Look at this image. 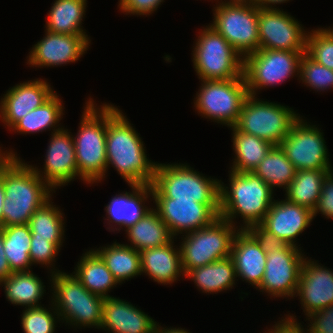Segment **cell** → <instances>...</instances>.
Returning <instances> with one entry per match:
<instances>
[{
    "label": "cell",
    "instance_id": "obj_43",
    "mask_svg": "<svg viewBox=\"0 0 333 333\" xmlns=\"http://www.w3.org/2000/svg\"><path fill=\"white\" fill-rule=\"evenodd\" d=\"M247 230L259 242L266 254L271 253L274 249L283 250L288 245L285 241L266 230L261 224H253Z\"/></svg>",
    "mask_w": 333,
    "mask_h": 333
},
{
    "label": "cell",
    "instance_id": "obj_24",
    "mask_svg": "<svg viewBox=\"0 0 333 333\" xmlns=\"http://www.w3.org/2000/svg\"><path fill=\"white\" fill-rule=\"evenodd\" d=\"M230 257L233 259L237 277L257 288L264 276L267 254L248 230L238 231Z\"/></svg>",
    "mask_w": 333,
    "mask_h": 333
},
{
    "label": "cell",
    "instance_id": "obj_30",
    "mask_svg": "<svg viewBox=\"0 0 333 333\" xmlns=\"http://www.w3.org/2000/svg\"><path fill=\"white\" fill-rule=\"evenodd\" d=\"M0 286H4L6 299L15 306L25 308L42 306L39 301L43 299L45 285L32 271L13 272L0 282Z\"/></svg>",
    "mask_w": 333,
    "mask_h": 333
},
{
    "label": "cell",
    "instance_id": "obj_41",
    "mask_svg": "<svg viewBox=\"0 0 333 333\" xmlns=\"http://www.w3.org/2000/svg\"><path fill=\"white\" fill-rule=\"evenodd\" d=\"M59 252L60 249L48 239L31 238L29 256L32 265L41 264L47 268L49 267L50 274L60 271L54 267L55 263H53L56 262L55 260Z\"/></svg>",
    "mask_w": 333,
    "mask_h": 333
},
{
    "label": "cell",
    "instance_id": "obj_47",
    "mask_svg": "<svg viewBox=\"0 0 333 333\" xmlns=\"http://www.w3.org/2000/svg\"><path fill=\"white\" fill-rule=\"evenodd\" d=\"M13 271L11 270L4 251V234L0 227V282L7 279Z\"/></svg>",
    "mask_w": 333,
    "mask_h": 333
},
{
    "label": "cell",
    "instance_id": "obj_48",
    "mask_svg": "<svg viewBox=\"0 0 333 333\" xmlns=\"http://www.w3.org/2000/svg\"><path fill=\"white\" fill-rule=\"evenodd\" d=\"M290 0H253L252 2L259 8L276 9V4L289 2ZM274 5V6H273Z\"/></svg>",
    "mask_w": 333,
    "mask_h": 333
},
{
    "label": "cell",
    "instance_id": "obj_8",
    "mask_svg": "<svg viewBox=\"0 0 333 333\" xmlns=\"http://www.w3.org/2000/svg\"><path fill=\"white\" fill-rule=\"evenodd\" d=\"M220 216L210 225L181 235L180 253L184 273L231 256L240 229ZM185 236V237H184Z\"/></svg>",
    "mask_w": 333,
    "mask_h": 333
},
{
    "label": "cell",
    "instance_id": "obj_1",
    "mask_svg": "<svg viewBox=\"0 0 333 333\" xmlns=\"http://www.w3.org/2000/svg\"><path fill=\"white\" fill-rule=\"evenodd\" d=\"M122 110L106 103V158L129 184L151 185L158 162L147 158L139 133Z\"/></svg>",
    "mask_w": 333,
    "mask_h": 333
},
{
    "label": "cell",
    "instance_id": "obj_6",
    "mask_svg": "<svg viewBox=\"0 0 333 333\" xmlns=\"http://www.w3.org/2000/svg\"><path fill=\"white\" fill-rule=\"evenodd\" d=\"M152 198L220 203V180L204 176L188 163H157Z\"/></svg>",
    "mask_w": 333,
    "mask_h": 333
},
{
    "label": "cell",
    "instance_id": "obj_15",
    "mask_svg": "<svg viewBox=\"0 0 333 333\" xmlns=\"http://www.w3.org/2000/svg\"><path fill=\"white\" fill-rule=\"evenodd\" d=\"M259 49L306 51L308 31L289 13L279 8L258 7Z\"/></svg>",
    "mask_w": 333,
    "mask_h": 333
},
{
    "label": "cell",
    "instance_id": "obj_18",
    "mask_svg": "<svg viewBox=\"0 0 333 333\" xmlns=\"http://www.w3.org/2000/svg\"><path fill=\"white\" fill-rule=\"evenodd\" d=\"M44 161L43 171L36 166L31 167L53 190L79 177L73 134L68 129L63 127L51 133Z\"/></svg>",
    "mask_w": 333,
    "mask_h": 333
},
{
    "label": "cell",
    "instance_id": "obj_52",
    "mask_svg": "<svg viewBox=\"0 0 333 333\" xmlns=\"http://www.w3.org/2000/svg\"><path fill=\"white\" fill-rule=\"evenodd\" d=\"M253 0H220V2H225V3H248L252 2Z\"/></svg>",
    "mask_w": 333,
    "mask_h": 333
},
{
    "label": "cell",
    "instance_id": "obj_39",
    "mask_svg": "<svg viewBox=\"0 0 333 333\" xmlns=\"http://www.w3.org/2000/svg\"><path fill=\"white\" fill-rule=\"evenodd\" d=\"M48 309L44 305L25 308L21 315V327L24 333H54L61 321L52 301ZM51 309V310H50ZM53 310V311H52ZM53 313H52V312ZM56 325V326H55Z\"/></svg>",
    "mask_w": 333,
    "mask_h": 333
},
{
    "label": "cell",
    "instance_id": "obj_12",
    "mask_svg": "<svg viewBox=\"0 0 333 333\" xmlns=\"http://www.w3.org/2000/svg\"><path fill=\"white\" fill-rule=\"evenodd\" d=\"M305 52L259 49L243 58V75L250 95L258 90L299 76L300 60Z\"/></svg>",
    "mask_w": 333,
    "mask_h": 333
},
{
    "label": "cell",
    "instance_id": "obj_28",
    "mask_svg": "<svg viewBox=\"0 0 333 333\" xmlns=\"http://www.w3.org/2000/svg\"><path fill=\"white\" fill-rule=\"evenodd\" d=\"M125 231L126 237L130 241V244L126 243L125 245L139 252L164 246L174 239L168 226L154 210V206L138 222L129 226Z\"/></svg>",
    "mask_w": 333,
    "mask_h": 333
},
{
    "label": "cell",
    "instance_id": "obj_5",
    "mask_svg": "<svg viewBox=\"0 0 333 333\" xmlns=\"http://www.w3.org/2000/svg\"><path fill=\"white\" fill-rule=\"evenodd\" d=\"M51 301L61 322L70 327L101 328L104 298L88 291L73 275L62 271L50 275Z\"/></svg>",
    "mask_w": 333,
    "mask_h": 333
},
{
    "label": "cell",
    "instance_id": "obj_50",
    "mask_svg": "<svg viewBox=\"0 0 333 333\" xmlns=\"http://www.w3.org/2000/svg\"><path fill=\"white\" fill-rule=\"evenodd\" d=\"M5 190L2 183V178L0 177V227H2V211H3V205L5 203Z\"/></svg>",
    "mask_w": 333,
    "mask_h": 333
},
{
    "label": "cell",
    "instance_id": "obj_7",
    "mask_svg": "<svg viewBox=\"0 0 333 333\" xmlns=\"http://www.w3.org/2000/svg\"><path fill=\"white\" fill-rule=\"evenodd\" d=\"M197 36L192 62L200 80H228L243 75V57L222 35L207 25Z\"/></svg>",
    "mask_w": 333,
    "mask_h": 333
},
{
    "label": "cell",
    "instance_id": "obj_11",
    "mask_svg": "<svg viewBox=\"0 0 333 333\" xmlns=\"http://www.w3.org/2000/svg\"><path fill=\"white\" fill-rule=\"evenodd\" d=\"M210 25L244 58L259 50L258 7L248 3H216Z\"/></svg>",
    "mask_w": 333,
    "mask_h": 333
},
{
    "label": "cell",
    "instance_id": "obj_51",
    "mask_svg": "<svg viewBox=\"0 0 333 333\" xmlns=\"http://www.w3.org/2000/svg\"><path fill=\"white\" fill-rule=\"evenodd\" d=\"M18 154H16L13 150H6L3 151L0 147V163L6 158V157H17Z\"/></svg>",
    "mask_w": 333,
    "mask_h": 333
},
{
    "label": "cell",
    "instance_id": "obj_20",
    "mask_svg": "<svg viewBox=\"0 0 333 333\" xmlns=\"http://www.w3.org/2000/svg\"><path fill=\"white\" fill-rule=\"evenodd\" d=\"M309 316L333 304V271L314 259L305 258L296 292V297Z\"/></svg>",
    "mask_w": 333,
    "mask_h": 333
},
{
    "label": "cell",
    "instance_id": "obj_44",
    "mask_svg": "<svg viewBox=\"0 0 333 333\" xmlns=\"http://www.w3.org/2000/svg\"><path fill=\"white\" fill-rule=\"evenodd\" d=\"M164 0H119L118 7L128 15L147 16L157 11Z\"/></svg>",
    "mask_w": 333,
    "mask_h": 333
},
{
    "label": "cell",
    "instance_id": "obj_37",
    "mask_svg": "<svg viewBox=\"0 0 333 333\" xmlns=\"http://www.w3.org/2000/svg\"><path fill=\"white\" fill-rule=\"evenodd\" d=\"M4 234V251L13 272L31 271L29 256L31 231L29 225L1 227Z\"/></svg>",
    "mask_w": 333,
    "mask_h": 333
},
{
    "label": "cell",
    "instance_id": "obj_4",
    "mask_svg": "<svg viewBox=\"0 0 333 333\" xmlns=\"http://www.w3.org/2000/svg\"><path fill=\"white\" fill-rule=\"evenodd\" d=\"M86 101L73 140L79 179L91 185L107 174L106 102L98 106L92 98Z\"/></svg>",
    "mask_w": 333,
    "mask_h": 333
},
{
    "label": "cell",
    "instance_id": "obj_35",
    "mask_svg": "<svg viewBox=\"0 0 333 333\" xmlns=\"http://www.w3.org/2000/svg\"><path fill=\"white\" fill-rule=\"evenodd\" d=\"M330 170H299L285 189V199L305 206L312 211L316 208L324 178Z\"/></svg>",
    "mask_w": 333,
    "mask_h": 333
},
{
    "label": "cell",
    "instance_id": "obj_22",
    "mask_svg": "<svg viewBox=\"0 0 333 333\" xmlns=\"http://www.w3.org/2000/svg\"><path fill=\"white\" fill-rule=\"evenodd\" d=\"M132 192H121L106 205L107 229L119 231L138 222L152 207L144 205L152 197L151 185L129 184ZM114 224V225H113Z\"/></svg>",
    "mask_w": 333,
    "mask_h": 333
},
{
    "label": "cell",
    "instance_id": "obj_23",
    "mask_svg": "<svg viewBox=\"0 0 333 333\" xmlns=\"http://www.w3.org/2000/svg\"><path fill=\"white\" fill-rule=\"evenodd\" d=\"M157 322L126 300L104 298L102 330L110 333H155Z\"/></svg>",
    "mask_w": 333,
    "mask_h": 333
},
{
    "label": "cell",
    "instance_id": "obj_19",
    "mask_svg": "<svg viewBox=\"0 0 333 333\" xmlns=\"http://www.w3.org/2000/svg\"><path fill=\"white\" fill-rule=\"evenodd\" d=\"M56 91L47 80L34 79L10 87L0 100V120L10 130L28 112L42 106Z\"/></svg>",
    "mask_w": 333,
    "mask_h": 333
},
{
    "label": "cell",
    "instance_id": "obj_45",
    "mask_svg": "<svg viewBox=\"0 0 333 333\" xmlns=\"http://www.w3.org/2000/svg\"><path fill=\"white\" fill-rule=\"evenodd\" d=\"M310 324L309 333H333V304L316 311L306 318Z\"/></svg>",
    "mask_w": 333,
    "mask_h": 333
},
{
    "label": "cell",
    "instance_id": "obj_25",
    "mask_svg": "<svg viewBox=\"0 0 333 333\" xmlns=\"http://www.w3.org/2000/svg\"><path fill=\"white\" fill-rule=\"evenodd\" d=\"M174 243L173 239L164 246L140 251L142 274L163 285L177 282L181 275L185 277L180 247Z\"/></svg>",
    "mask_w": 333,
    "mask_h": 333
},
{
    "label": "cell",
    "instance_id": "obj_17",
    "mask_svg": "<svg viewBox=\"0 0 333 333\" xmlns=\"http://www.w3.org/2000/svg\"><path fill=\"white\" fill-rule=\"evenodd\" d=\"M43 39L30 50L27 64L30 67H54L78 62L87 52L91 40L87 34H60L47 30Z\"/></svg>",
    "mask_w": 333,
    "mask_h": 333
},
{
    "label": "cell",
    "instance_id": "obj_16",
    "mask_svg": "<svg viewBox=\"0 0 333 333\" xmlns=\"http://www.w3.org/2000/svg\"><path fill=\"white\" fill-rule=\"evenodd\" d=\"M154 210L176 237L210 225L219 217L220 203H198L195 200L152 198Z\"/></svg>",
    "mask_w": 333,
    "mask_h": 333
},
{
    "label": "cell",
    "instance_id": "obj_36",
    "mask_svg": "<svg viewBox=\"0 0 333 333\" xmlns=\"http://www.w3.org/2000/svg\"><path fill=\"white\" fill-rule=\"evenodd\" d=\"M252 172L272 189L281 187L285 190L295 177L296 169L280 145H274Z\"/></svg>",
    "mask_w": 333,
    "mask_h": 333
},
{
    "label": "cell",
    "instance_id": "obj_14",
    "mask_svg": "<svg viewBox=\"0 0 333 333\" xmlns=\"http://www.w3.org/2000/svg\"><path fill=\"white\" fill-rule=\"evenodd\" d=\"M305 256L301 247L289 244L283 250L268 253L264 276L256 289L274 299L294 298Z\"/></svg>",
    "mask_w": 333,
    "mask_h": 333
},
{
    "label": "cell",
    "instance_id": "obj_26",
    "mask_svg": "<svg viewBox=\"0 0 333 333\" xmlns=\"http://www.w3.org/2000/svg\"><path fill=\"white\" fill-rule=\"evenodd\" d=\"M74 269L72 273L81 284L92 294L100 297H111L108 292L119 284L93 249L82 254Z\"/></svg>",
    "mask_w": 333,
    "mask_h": 333
},
{
    "label": "cell",
    "instance_id": "obj_49",
    "mask_svg": "<svg viewBox=\"0 0 333 333\" xmlns=\"http://www.w3.org/2000/svg\"><path fill=\"white\" fill-rule=\"evenodd\" d=\"M155 333H190L188 330H185V328H166V327H161L159 323L156 324L155 326Z\"/></svg>",
    "mask_w": 333,
    "mask_h": 333
},
{
    "label": "cell",
    "instance_id": "obj_40",
    "mask_svg": "<svg viewBox=\"0 0 333 333\" xmlns=\"http://www.w3.org/2000/svg\"><path fill=\"white\" fill-rule=\"evenodd\" d=\"M298 80L314 91L325 92V90L333 89V70L316 63L303 54L299 65Z\"/></svg>",
    "mask_w": 333,
    "mask_h": 333
},
{
    "label": "cell",
    "instance_id": "obj_9",
    "mask_svg": "<svg viewBox=\"0 0 333 333\" xmlns=\"http://www.w3.org/2000/svg\"><path fill=\"white\" fill-rule=\"evenodd\" d=\"M299 117L300 114L293 108L263 101L249 94L234 127L238 131L255 135L273 145H280Z\"/></svg>",
    "mask_w": 333,
    "mask_h": 333
},
{
    "label": "cell",
    "instance_id": "obj_27",
    "mask_svg": "<svg viewBox=\"0 0 333 333\" xmlns=\"http://www.w3.org/2000/svg\"><path fill=\"white\" fill-rule=\"evenodd\" d=\"M202 293H215L230 290L236 285V269L231 257L221 259L185 273Z\"/></svg>",
    "mask_w": 333,
    "mask_h": 333
},
{
    "label": "cell",
    "instance_id": "obj_31",
    "mask_svg": "<svg viewBox=\"0 0 333 333\" xmlns=\"http://www.w3.org/2000/svg\"><path fill=\"white\" fill-rule=\"evenodd\" d=\"M232 132L234 155V172H252L274 146L270 142L255 135L238 131L234 126L229 127Z\"/></svg>",
    "mask_w": 333,
    "mask_h": 333
},
{
    "label": "cell",
    "instance_id": "obj_21",
    "mask_svg": "<svg viewBox=\"0 0 333 333\" xmlns=\"http://www.w3.org/2000/svg\"><path fill=\"white\" fill-rule=\"evenodd\" d=\"M313 219L311 209L284 199L273 201L260 224L287 244L299 247L296 239L298 240L297 237L309 227Z\"/></svg>",
    "mask_w": 333,
    "mask_h": 333
},
{
    "label": "cell",
    "instance_id": "obj_46",
    "mask_svg": "<svg viewBox=\"0 0 333 333\" xmlns=\"http://www.w3.org/2000/svg\"><path fill=\"white\" fill-rule=\"evenodd\" d=\"M285 318L282 317L281 320L274 322L275 325L272 326L271 329L266 328L267 332L263 333H309L308 328H303L301 323L298 322L296 316L289 314H284Z\"/></svg>",
    "mask_w": 333,
    "mask_h": 333
},
{
    "label": "cell",
    "instance_id": "obj_32",
    "mask_svg": "<svg viewBox=\"0 0 333 333\" xmlns=\"http://www.w3.org/2000/svg\"><path fill=\"white\" fill-rule=\"evenodd\" d=\"M87 0H55L47 13L46 29L60 34H86L82 21Z\"/></svg>",
    "mask_w": 333,
    "mask_h": 333
},
{
    "label": "cell",
    "instance_id": "obj_34",
    "mask_svg": "<svg viewBox=\"0 0 333 333\" xmlns=\"http://www.w3.org/2000/svg\"><path fill=\"white\" fill-rule=\"evenodd\" d=\"M53 203L50 198L38 208L28 225L32 238L48 239L61 250L65 236V219L63 212Z\"/></svg>",
    "mask_w": 333,
    "mask_h": 333
},
{
    "label": "cell",
    "instance_id": "obj_3",
    "mask_svg": "<svg viewBox=\"0 0 333 333\" xmlns=\"http://www.w3.org/2000/svg\"><path fill=\"white\" fill-rule=\"evenodd\" d=\"M229 187L220 180L219 216L234 226L236 217L243 219L239 229L260 224L275 199L274 189L254 172L229 171Z\"/></svg>",
    "mask_w": 333,
    "mask_h": 333
},
{
    "label": "cell",
    "instance_id": "obj_10",
    "mask_svg": "<svg viewBox=\"0 0 333 333\" xmlns=\"http://www.w3.org/2000/svg\"><path fill=\"white\" fill-rule=\"evenodd\" d=\"M248 95L244 75L228 80H201L194 97L195 111L206 119L232 127Z\"/></svg>",
    "mask_w": 333,
    "mask_h": 333
},
{
    "label": "cell",
    "instance_id": "obj_29",
    "mask_svg": "<svg viewBox=\"0 0 333 333\" xmlns=\"http://www.w3.org/2000/svg\"><path fill=\"white\" fill-rule=\"evenodd\" d=\"M93 250L105 262L119 284L142 274L140 252L130 246L115 241Z\"/></svg>",
    "mask_w": 333,
    "mask_h": 333
},
{
    "label": "cell",
    "instance_id": "obj_33",
    "mask_svg": "<svg viewBox=\"0 0 333 333\" xmlns=\"http://www.w3.org/2000/svg\"><path fill=\"white\" fill-rule=\"evenodd\" d=\"M64 104L62 103L57 92L42 106L30 111L21 118L11 129L15 133L34 134L53 130L52 133L63 129L60 126V120L64 115ZM52 128V129H51Z\"/></svg>",
    "mask_w": 333,
    "mask_h": 333
},
{
    "label": "cell",
    "instance_id": "obj_13",
    "mask_svg": "<svg viewBox=\"0 0 333 333\" xmlns=\"http://www.w3.org/2000/svg\"><path fill=\"white\" fill-rule=\"evenodd\" d=\"M302 117L293 123L280 147L296 171L307 169L333 171L324 133L318 126L312 125Z\"/></svg>",
    "mask_w": 333,
    "mask_h": 333
},
{
    "label": "cell",
    "instance_id": "obj_38",
    "mask_svg": "<svg viewBox=\"0 0 333 333\" xmlns=\"http://www.w3.org/2000/svg\"><path fill=\"white\" fill-rule=\"evenodd\" d=\"M305 54L316 63L333 70V31L329 27L308 31Z\"/></svg>",
    "mask_w": 333,
    "mask_h": 333
},
{
    "label": "cell",
    "instance_id": "obj_42",
    "mask_svg": "<svg viewBox=\"0 0 333 333\" xmlns=\"http://www.w3.org/2000/svg\"><path fill=\"white\" fill-rule=\"evenodd\" d=\"M318 213L327 219H333V171H330L324 178L317 206L313 210V218Z\"/></svg>",
    "mask_w": 333,
    "mask_h": 333
},
{
    "label": "cell",
    "instance_id": "obj_2",
    "mask_svg": "<svg viewBox=\"0 0 333 333\" xmlns=\"http://www.w3.org/2000/svg\"><path fill=\"white\" fill-rule=\"evenodd\" d=\"M0 177L6 198L2 227L28 224L33 213L56 192L19 156L6 157L0 163Z\"/></svg>",
    "mask_w": 333,
    "mask_h": 333
}]
</instances>
